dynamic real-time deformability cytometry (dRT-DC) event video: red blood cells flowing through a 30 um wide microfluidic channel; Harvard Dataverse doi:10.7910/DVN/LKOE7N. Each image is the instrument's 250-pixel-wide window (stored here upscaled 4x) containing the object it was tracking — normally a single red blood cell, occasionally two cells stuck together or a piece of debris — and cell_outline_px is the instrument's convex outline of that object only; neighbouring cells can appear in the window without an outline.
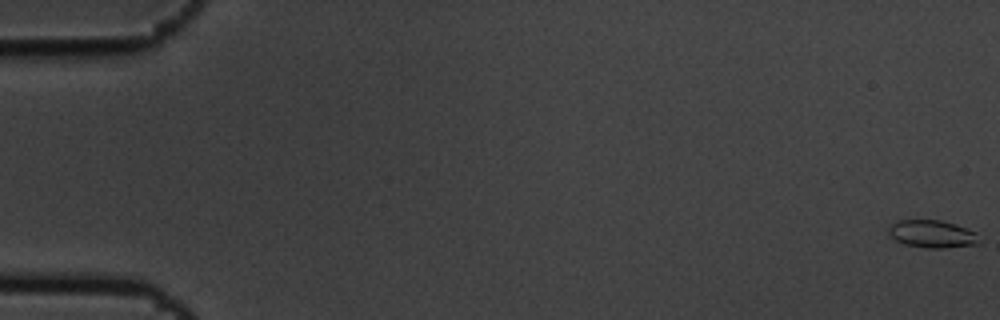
{"species": "common noctule bat (a hibernating species)", "species_latin": "Nyctalus noctula", "temperature_condition": "cold", "stored_images_in_passage": 7, "camera_frame_rate_fps": 3000, "um_per_image_px": 0.085, "animal": {"sex": "male", "body_mass_g": 19.5, "forearm_length_mm": 54.6}, "frame": {"image": 1, "passage_image": 1, "time_ms": 0.0, "image_size_px": [1000, 320], "cell_outline_px": [[980, 244], [944, 248], [928, 248], [904, 244], [896, 240], [888, 232], [888, 228], [896, 220], [940, 220], [956, 224], [976, 232]], "centroid_in_image_um": [79.25, 19.88], "position_along_channel_um": 5.8, "area_um2": 14.57}}
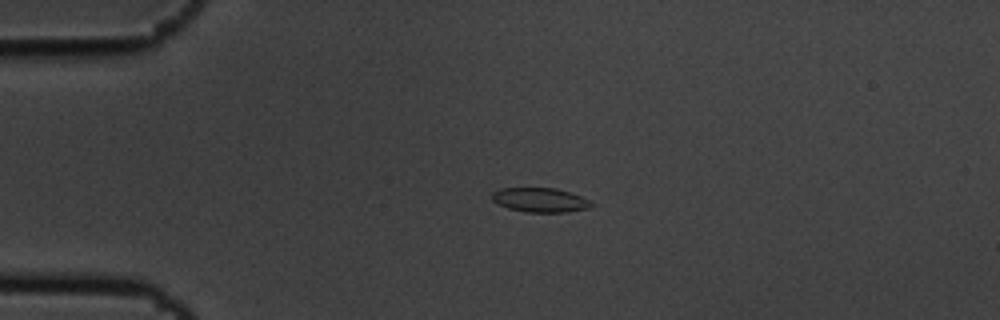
{"frame": {"image": 2, "passage_image": 5, "time_ms": 1.333, "image_size_px": [1000, 320], "cell_outline_px": [[596, 204], [592, 208], [564, 212], [528, 212], [508, 208], [492, 200], [492, 192], [500, 188], [556, 188], [580, 196]], "centroid_in_image_um": [45.94, 17.0], "position_along_channel_um": 39.1, "area_um2": 14.05}}
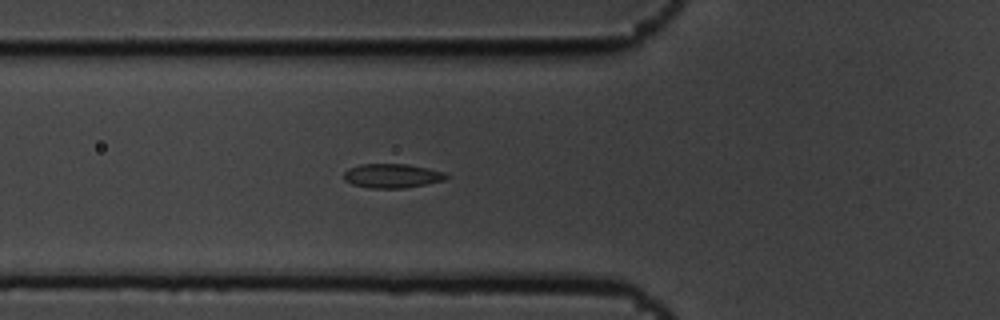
{"frame": {"image": 3, "passage_image": 7, "time_ms": 2.0, "image_size_px": [1000, 320], "cell_outline_px": [[452, 176], [444, 180], [404, 188], [368, 188], [352, 184], [344, 180], [344, 172], [348, 168], [360, 164], [408, 164], [428, 168], [444, 172]], "centroid_in_image_um": [33.33, 14.94], "position_along_channel_um": 92.5, "area_um2": 14.51}}